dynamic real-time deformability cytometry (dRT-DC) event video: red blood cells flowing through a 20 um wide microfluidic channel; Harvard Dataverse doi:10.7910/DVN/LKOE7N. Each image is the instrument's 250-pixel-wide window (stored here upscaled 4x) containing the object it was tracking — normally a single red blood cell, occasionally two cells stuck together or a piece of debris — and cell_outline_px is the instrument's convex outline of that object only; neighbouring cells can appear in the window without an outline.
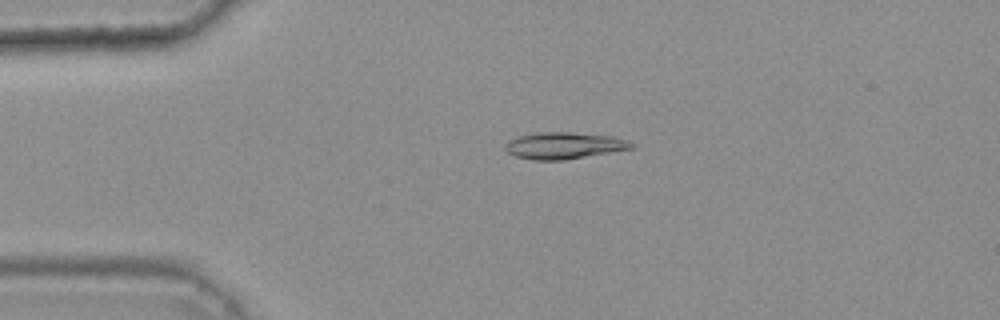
{"species": "common noctule bat (a hibernating species)", "species_latin": "Nyctalus noctula", "temperature_condition": "warm", "stored_images_in_passage": 40, "camera_frame_rate_fps": 3000, "um_per_image_px": 0.085, "animal": {"sex": "female", "body_mass_g": 25.1}, "frame": {"image": 1, "passage_image": 5, "time_ms": 1.333, "image_size_px": [1000, 320], "cell_outline_px": [[636, 144], [632, 148], [564, 160], [532, 160], [516, 156], [508, 152], [504, 148], [504, 144], [520, 136], [536, 132], [572, 132], [612, 136], [628, 140]], "centroid_in_image_um": [47.95, 12.37], "position_along_channel_um": 37.0, "area_um2": 19.48}}
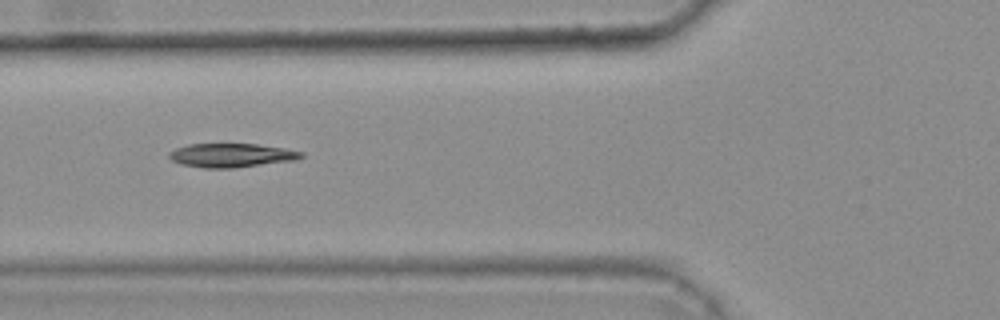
{"frame": {"image": 2, "passage_image": 13, "time_ms": 4.0, "image_size_px": [1000, 320], "cell_outline_px": [[304, 156], [292, 160], [232, 168], [204, 168], [180, 164], [172, 160], [168, 156], [168, 152], [176, 148], [188, 144], [256, 144], [284, 148], [304, 152]], "centroid_in_image_um": [19.62, 13.19], "position_along_channel_um": 106.2, "area_um2": 18.21}}
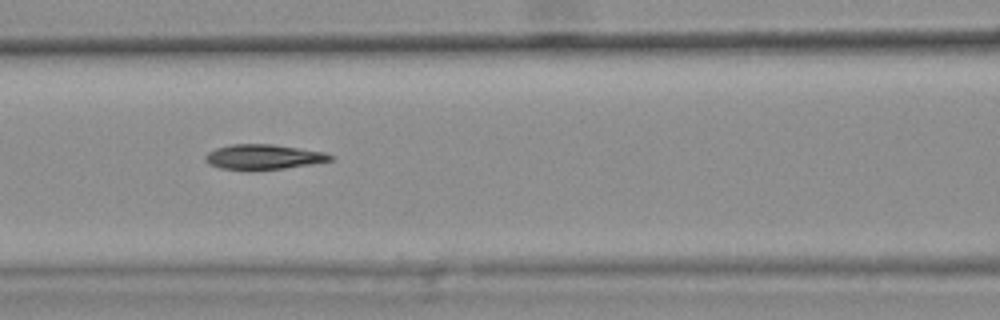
{"frame": {"image": 3, "passage_image": 16, "time_ms": 5.0, "image_size_px": [1000, 320], "cell_outline_px": [[332, 160], [312, 164], [284, 168], [220, 168], [208, 164], [204, 160], [204, 156], [208, 152], [216, 148], [232, 144], [272, 144], [324, 152], [332, 156]], "centroid_in_image_um": [22.37, 13.31], "position_along_channel_um": 144.2, "area_um2": 17.63}, "authors_computed_cell_mechanics": {"area_um2": 18.3804, "velocity_mm_per_s": 3.7904, "shape_relaxation_time_tau1_ms": null, "shape_relaxation_time_tau2_ms": 6.8717, "deformation_change_tau1": null, "deformation_change_tau2": 0.1451}}